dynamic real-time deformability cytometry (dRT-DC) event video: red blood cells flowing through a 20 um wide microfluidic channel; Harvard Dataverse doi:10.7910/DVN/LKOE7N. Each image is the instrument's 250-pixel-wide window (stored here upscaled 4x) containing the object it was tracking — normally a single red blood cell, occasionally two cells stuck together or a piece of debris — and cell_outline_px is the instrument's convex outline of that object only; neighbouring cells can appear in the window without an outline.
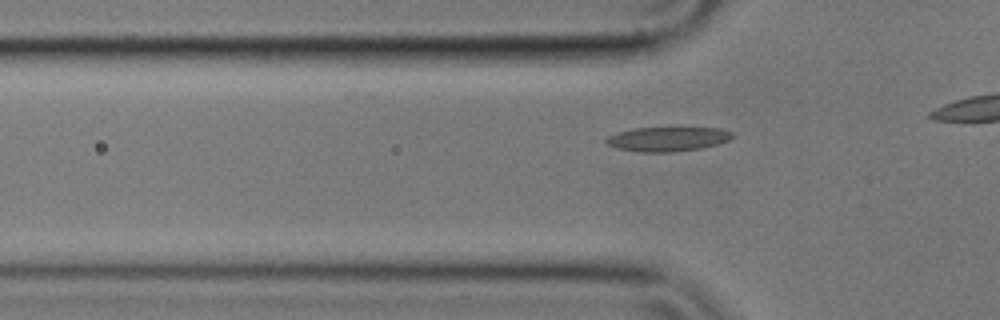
{"species": "common noctule bat (a hibernating species)", "species_latin": "Nyctalus noctula", "temperature_condition": "cold", "stored_images_in_passage": 15, "camera_frame_rate_fps": 3000, "um_per_image_px": 0.085, "animal": {"sex": "male", "body_mass_g": 17.9}, "frame": {"image": 1, "passage_image": 9, "time_ms": 2.667, "image_size_px": [1000, 320], "cell_outline_px": [[736, 136], [728, 140], [716, 144], [700, 148], [672, 152], [640, 152], [616, 148], [608, 144], [604, 140], [608, 136], [620, 132], [636, 128], [668, 124], [672, 124], [720, 128], [732, 132]], "centroid_in_image_um": [56.8, 11.75], "position_along_channel_um": 69.0, "area_um2": 19.02}}
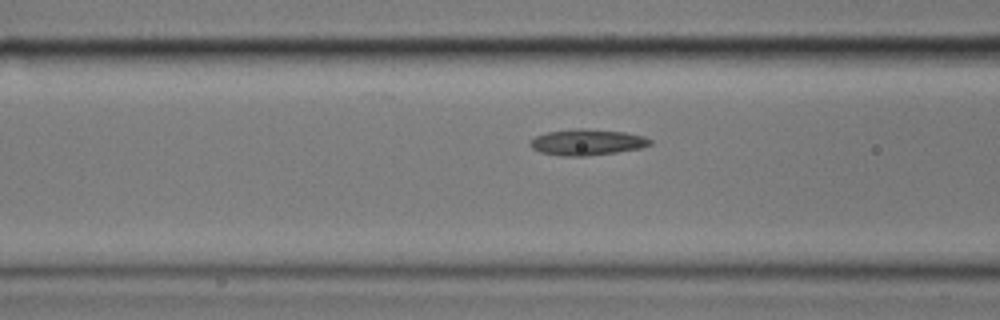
{"frame": {"image": 2, "passage_image": 13, "time_ms": 4.0, "image_size_px": [1000, 320], "cell_outline_px": [[652, 144], [640, 148], [616, 152], [588, 156], [560, 156], [540, 152], [532, 148], [528, 144], [528, 140], [536, 136], [548, 132], [576, 128], [584, 128], [624, 132], [644, 136], [652, 140]], "centroid_in_image_um": [49.87, 12.09], "position_along_channel_um": 116.7, "area_um2": 18.32}}